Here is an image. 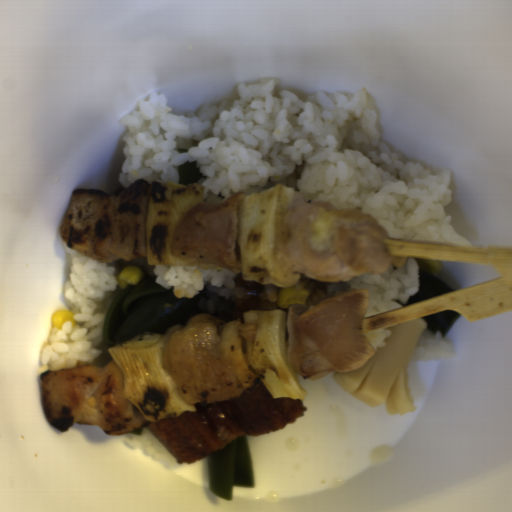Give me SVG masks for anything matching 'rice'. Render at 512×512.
<instances>
[{
  "instance_id": "obj_1",
  "label": "rice",
  "mask_w": 512,
  "mask_h": 512,
  "mask_svg": "<svg viewBox=\"0 0 512 512\" xmlns=\"http://www.w3.org/2000/svg\"><path fill=\"white\" fill-rule=\"evenodd\" d=\"M126 126L122 188L138 179L178 184L197 161L204 202L278 183L303 198L368 214L385 238L468 245L445 207L451 172L411 158L384 139L368 88L297 95L278 78L238 83L230 99L175 114L152 92L118 121Z\"/></svg>"
},
{
  "instance_id": "obj_2",
  "label": "rice",
  "mask_w": 512,
  "mask_h": 512,
  "mask_svg": "<svg viewBox=\"0 0 512 512\" xmlns=\"http://www.w3.org/2000/svg\"><path fill=\"white\" fill-rule=\"evenodd\" d=\"M63 247L70 269L63 284V297L68 303L66 310L74 312L75 327L69 321L63 323L62 330L53 327L41 350V374L84 365L103 367L115 360L102 329L112 300L123 290L118 278L128 265L141 266L145 280L156 277L155 282L164 289L172 287L175 298H191L206 288L209 297L200 302L202 311L223 321L233 320L238 301L252 295L250 290L237 286L241 273H232L224 267L205 270L196 266L148 264L147 256L101 263L65 244Z\"/></svg>"
},
{
  "instance_id": "obj_3",
  "label": "rice",
  "mask_w": 512,
  "mask_h": 512,
  "mask_svg": "<svg viewBox=\"0 0 512 512\" xmlns=\"http://www.w3.org/2000/svg\"><path fill=\"white\" fill-rule=\"evenodd\" d=\"M401 266H395L379 274H364L346 281L316 280L301 273L295 289H306L309 294L305 304L332 298L356 288L366 289L368 305L364 318L406 307L407 300L419 292L420 263L404 257Z\"/></svg>"
},
{
  "instance_id": "obj_4",
  "label": "rice",
  "mask_w": 512,
  "mask_h": 512,
  "mask_svg": "<svg viewBox=\"0 0 512 512\" xmlns=\"http://www.w3.org/2000/svg\"><path fill=\"white\" fill-rule=\"evenodd\" d=\"M457 355L455 346L450 342L448 335L436 332L432 335L424 328L413 352L410 361L438 362L454 358Z\"/></svg>"
},
{
  "instance_id": "obj_5",
  "label": "rice",
  "mask_w": 512,
  "mask_h": 512,
  "mask_svg": "<svg viewBox=\"0 0 512 512\" xmlns=\"http://www.w3.org/2000/svg\"><path fill=\"white\" fill-rule=\"evenodd\" d=\"M125 442L136 449L146 452L151 456L152 460H164L169 464L177 462L175 457L144 422L135 430L125 433Z\"/></svg>"
},
{
  "instance_id": "obj_6",
  "label": "rice",
  "mask_w": 512,
  "mask_h": 512,
  "mask_svg": "<svg viewBox=\"0 0 512 512\" xmlns=\"http://www.w3.org/2000/svg\"><path fill=\"white\" fill-rule=\"evenodd\" d=\"M282 288L283 287H278L276 285L263 283L264 292L262 294V298H263V300H268V301L273 302L276 306V310H281L284 313L285 319L287 321L289 309H285V308L281 307L278 303V293Z\"/></svg>"
},
{
  "instance_id": "obj_7",
  "label": "rice",
  "mask_w": 512,
  "mask_h": 512,
  "mask_svg": "<svg viewBox=\"0 0 512 512\" xmlns=\"http://www.w3.org/2000/svg\"><path fill=\"white\" fill-rule=\"evenodd\" d=\"M383 329L363 332V335L366 339L371 343V345L375 348H381L386 344V337L390 336L391 331Z\"/></svg>"
},
{
  "instance_id": "obj_8",
  "label": "rice",
  "mask_w": 512,
  "mask_h": 512,
  "mask_svg": "<svg viewBox=\"0 0 512 512\" xmlns=\"http://www.w3.org/2000/svg\"><path fill=\"white\" fill-rule=\"evenodd\" d=\"M329 372H331V371H329ZM329 372H328V373H329ZM328 373H327V374H328ZM325 375H326V374H325ZM323 376H324V375H323ZM323 376H321V377H323ZM321 377H320V378H321ZM317 379H319V378H317ZM317 379H304L303 377H301V376L298 374V382H299V384L301 385V387H302V388H303V387H305L306 385H308V384L312 383L313 381H315V380H317Z\"/></svg>"
}]
</instances>
